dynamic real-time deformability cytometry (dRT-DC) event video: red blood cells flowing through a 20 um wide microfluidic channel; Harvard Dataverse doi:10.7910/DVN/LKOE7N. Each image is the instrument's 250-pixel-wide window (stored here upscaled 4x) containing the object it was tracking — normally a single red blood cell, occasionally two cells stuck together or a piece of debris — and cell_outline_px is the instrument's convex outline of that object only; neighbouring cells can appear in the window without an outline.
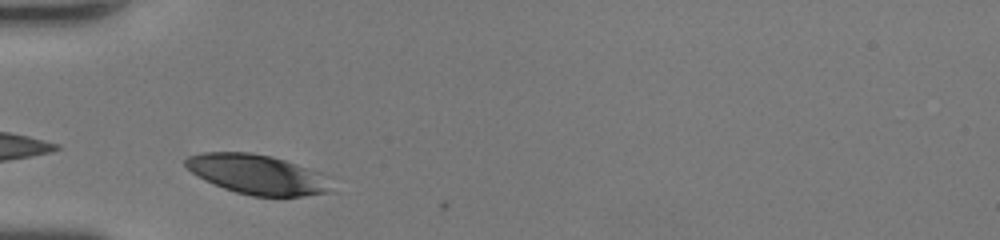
{"species": "human", "species_latin": "Homo sapiens", "temperature_condition": "room temperature", "stored_images_in_passage": 25, "camera_frame_rate_fps": 3000, "um_per_image_px": 0.085, "donor": {"sex": "female"}, "frame": {"image": 1, "passage_image": 2, "time_ms": 0.333, "image_size_px": [1000, 240], "cell_outline_px": [[336, 192], [300, 196], [252, 196], [236, 192], [224, 188], [204, 180], [192, 172], [184, 164], [184, 160], [188, 156], [204, 152], [248, 152], [272, 156], [332, 176]], "centroid_in_image_um": [21.99, 14.84], "position_along_channel_um": 63.0, "area_um2": 34.22}}
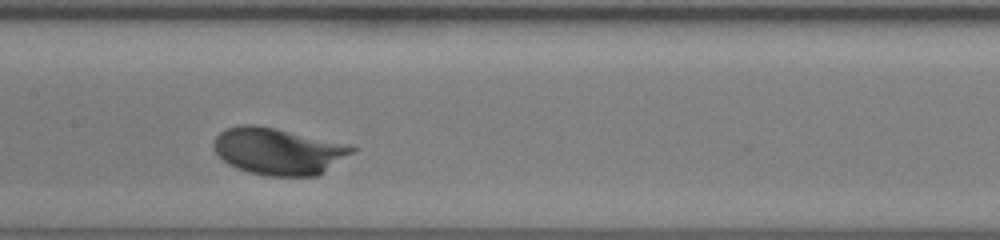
{"frame": {"image": 2, "passage_image": 11, "time_ms": 3.333, "image_size_px": [1000, 240], "cell_outline_px": [[356, 148], [352, 152], [316, 176], [268, 176], [248, 172], [236, 168], [228, 164], [216, 152], [212, 144], [212, 140], [220, 132], [228, 128], [240, 124], [256, 124], [276, 128], [348, 144]], "centroid_in_image_um": [23.59, 12.84], "position_along_channel_um": 183.8, "area_um2": 37.45}}
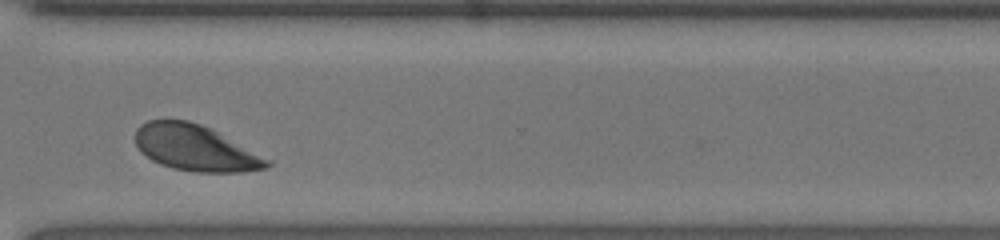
{"frame": {"image": 3, "passage_image": 23, "time_ms": 7.333, "image_size_px": [1000, 240], "cell_outline_px": [[272, 164], [268, 168], [244, 172], [196, 172], [172, 168], [160, 164], [152, 160], [140, 152], [136, 144], [136, 128], [140, 124], [148, 120], [188, 120], [212, 128], [272, 160]], "centroid_in_image_um": [16.64, 12.58], "position_along_channel_um": 354.0, "area_um2": 35.66}, "authors_computed_cell_mechanics": {"area_um2": 35.6626, "velocity_mm_per_s": 4.2173, "shape_relaxation_time_tau1_ms": 1.5509, "shape_relaxation_time_tau2_ms": null, "deformation_change_tau1": 0.1042, "deformation_change_tau2": null}}